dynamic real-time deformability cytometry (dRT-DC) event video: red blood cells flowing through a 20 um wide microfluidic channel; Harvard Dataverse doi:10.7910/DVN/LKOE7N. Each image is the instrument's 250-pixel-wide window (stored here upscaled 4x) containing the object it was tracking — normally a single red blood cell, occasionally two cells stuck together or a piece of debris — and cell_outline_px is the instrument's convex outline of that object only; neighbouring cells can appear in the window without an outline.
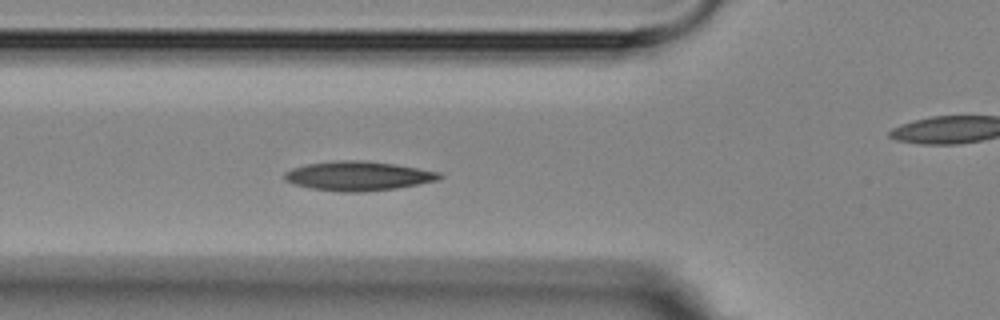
{"species": "Egyptian fruit bat (a non-hibernating species)", "species_latin": "Rousettus aegyptiacus", "temperature_condition": "room temperature", "stored_images_in_passage": 6, "segment_of_instrument_passage": [1, 2], "camera_frame_rate_fps": 3000, "um_per_image_px": 0.085, "animal": {"sex": "female"}, "frame": {"image": 1, "passage_image": 5, "time_ms": 4.667, "image_size_px": [1000, 320], "cell_outline_px": [[444, 176], [440, 180], [396, 188], [364, 192], [340, 192], [312, 188], [296, 184], [284, 180], [284, 172], [292, 168], [304, 164], [336, 160], [368, 160], [396, 164], [440, 172]], "centroid_in_image_um": [30.46, 14.94], "position_along_channel_um": 95.3, "area_um2": 26.7}}